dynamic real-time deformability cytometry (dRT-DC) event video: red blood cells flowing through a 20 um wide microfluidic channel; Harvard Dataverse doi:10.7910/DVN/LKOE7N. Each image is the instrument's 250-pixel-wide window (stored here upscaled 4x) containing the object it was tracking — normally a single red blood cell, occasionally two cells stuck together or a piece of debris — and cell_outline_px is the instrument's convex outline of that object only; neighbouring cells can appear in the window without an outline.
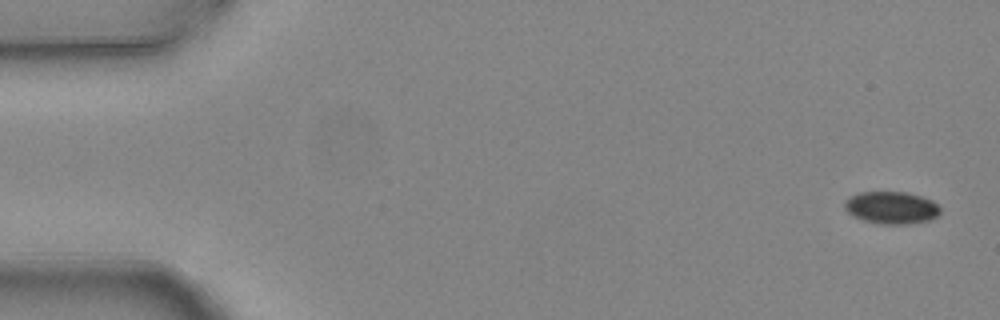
{"species": "common noctule bat (a hibernating species)", "species_latin": "Nyctalus noctula", "temperature_condition": "warm", "stored_images_in_passage": 4, "camera_frame_rate_fps": 3000, "um_per_image_px": 0.085, "animal": {"sex": "female", "body_mass_g": 24.6, "forearm_length_mm": 56.2}, "frame": {"image": 1, "passage_image": 1, "time_ms": 0.0, "image_size_px": [1000, 320], "cell_outline_px": [[940, 212], [932, 220], [908, 224], [880, 224], [864, 220], [852, 216], [844, 208], [844, 200], [848, 196], [860, 192], [904, 192], [920, 196], [932, 200], [940, 208]], "centroid_in_image_um": [75.74, 17.65], "position_along_channel_um": 9.3, "area_um2": 18.15}}
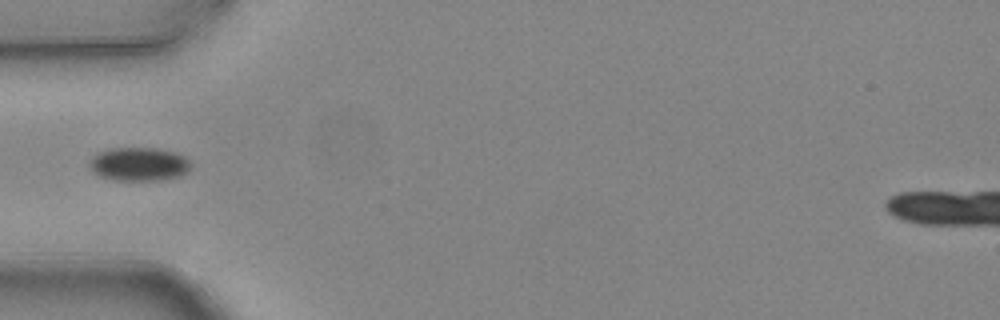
{"frame": {"image": 2, "passage_image": 4, "time_ms": 1.0, "image_size_px": [1000, 320], "cell_outline_px": [[192, 164], [180, 176], [160, 180], [112, 180], [96, 176], [92, 172], [88, 164], [92, 156], [100, 152], [112, 148], [156, 148], [176, 152], [184, 156]], "centroid_in_image_um": [11.76, 13.96], "position_along_channel_um": 73.2, "area_um2": 19.94}}